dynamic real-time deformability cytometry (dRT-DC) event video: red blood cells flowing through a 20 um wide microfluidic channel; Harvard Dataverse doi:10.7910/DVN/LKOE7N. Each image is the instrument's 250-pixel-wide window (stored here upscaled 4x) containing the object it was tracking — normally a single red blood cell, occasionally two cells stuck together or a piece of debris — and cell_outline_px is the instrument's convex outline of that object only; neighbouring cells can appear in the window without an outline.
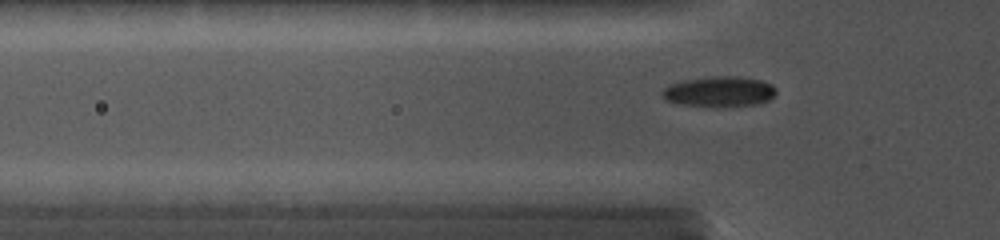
{"species": "common noctule bat (a hibernating species)", "species_latin": "Nyctalus noctula", "temperature_condition": "cold", "stored_images_in_passage": 68, "camera_frame_rate_fps": 5000, "um_per_image_px": 0.085, "animal": {"sex": "female", "body_mass_g": 19.0, "forearm_length_mm": 56.7}, "frame": {"image": 1, "passage_image": 21, "time_ms": 4.8, "image_size_px": [1000, 240], "cell_outline_px": [[776, 92], [768, 100], [756, 104], [712, 108], [676, 104], [664, 100], [660, 92], [664, 88], [672, 84], [684, 80], [708, 76], [740, 76], [760, 80], [772, 84], [776, 88]], "centroid_in_image_um": [61.09, 7.8], "position_along_channel_um": 64.7, "area_um2": 20.63}}
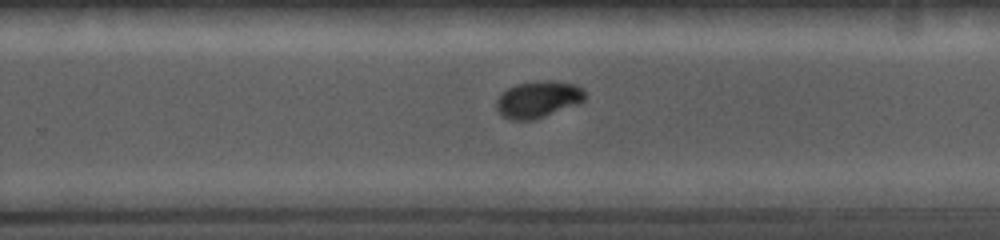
{"frame": {"image": 2, "passage_image": 47, "time_ms": 10.2, "image_size_px": [1000, 240], "cell_outline_px": [[584, 100], [576, 104], [544, 116], [532, 120], [508, 120], [496, 108], [496, 100], [508, 88], [516, 84], [536, 80], [552, 80], [576, 84], [584, 92]], "centroid_in_image_um": [45.71, 8.43], "position_along_channel_um": 284.1, "area_um2": 18.73}}
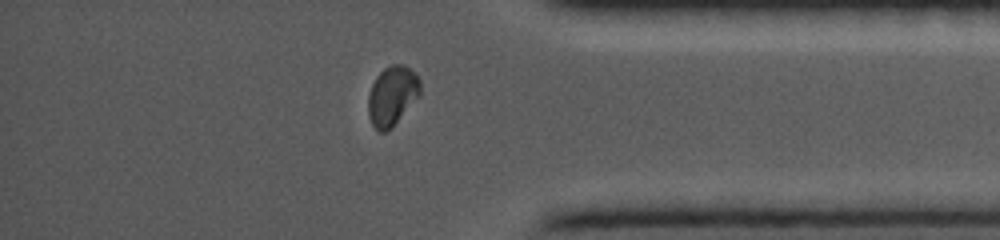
{"frame": {"image": 3, "passage_image": 59, "time_ms": 13.2, "image_size_px": [1000, 240], "cell_outline_px": [[420, 96], [392, 128], [384, 132], [380, 132], [372, 124], [368, 116], [368, 96], [372, 84], [376, 76], [384, 68], [392, 64], [400, 64], [408, 68], [420, 80]], "centroid_in_image_um": [33.33, 8.16], "position_along_channel_um": 401.9, "area_um2": 18.03}}